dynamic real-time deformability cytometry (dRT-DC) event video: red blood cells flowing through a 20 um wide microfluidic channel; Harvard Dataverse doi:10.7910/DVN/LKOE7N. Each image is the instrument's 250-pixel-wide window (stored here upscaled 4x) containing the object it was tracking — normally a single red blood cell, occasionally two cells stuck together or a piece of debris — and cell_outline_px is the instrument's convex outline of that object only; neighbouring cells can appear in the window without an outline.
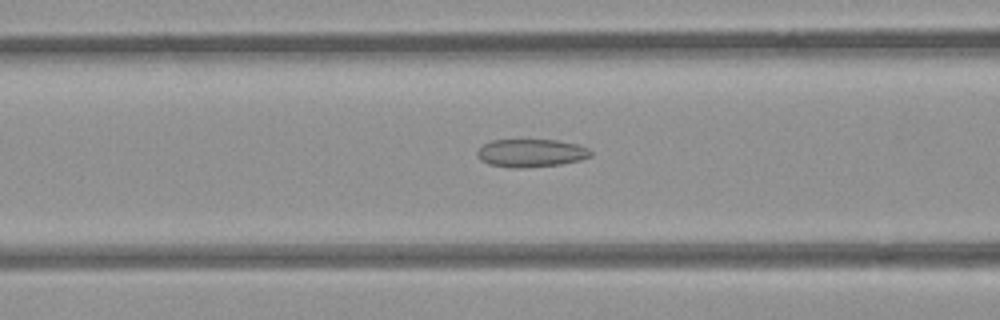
{"species": "common noctule bat (a hibernating species)", "species_latin": "Nyctalus noctula", "temperature_condition": "room temperature", "stored_images_in_passage": 51, "camera_frame_rate_fps": 3000, "um_per_image_px": 0.085, "animal": {"sex": "female", "body_mass_g": 21.9}, "frame": {"image": 1, "passage_image": 19, "time_ms": 6.0, "image_size_px": [1000, 320], "cell_outline_px": [[592, 156], [580, 160], [560, 164], [520, 168], [512, 168], [488, 164], [480, 160], [476, 156], [476, 152], [484, 144], [492, 140], [560, 140], [576, 144], [588, 148], [592, 152]], "centroid_in_image_um": [45.13, 13.01], "position_along_channel_um": 121.5, "area_um2": 18.55}}
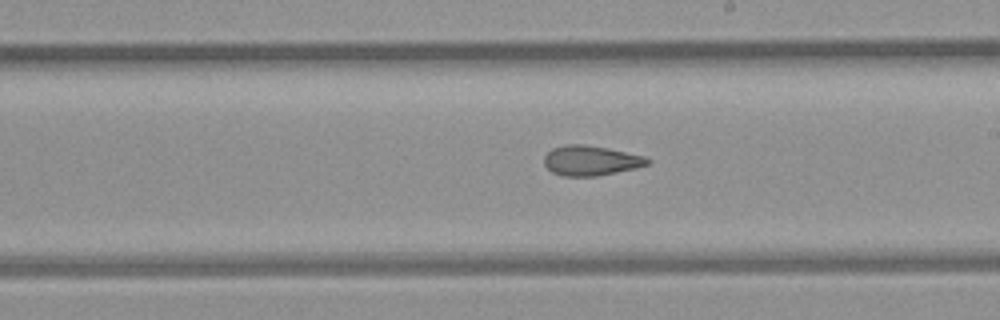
{"frame": {"image": 2, "passage_image": 28, "time_ms": 9.0, "image_size_px": [1000, 320], "cell_outline_px": [[652, 160], [648, 164], [636, 168], [596, 176], [560, 176], [552, 172], [544, 164], [544, 156], [552, 148], [564, 144], [584, 144], [608, 148], [644, 156]], "centroid_in_image_um": [50.2, 13.64], "position_along_channel_um": 238.8, "area_um2": 18.09}}
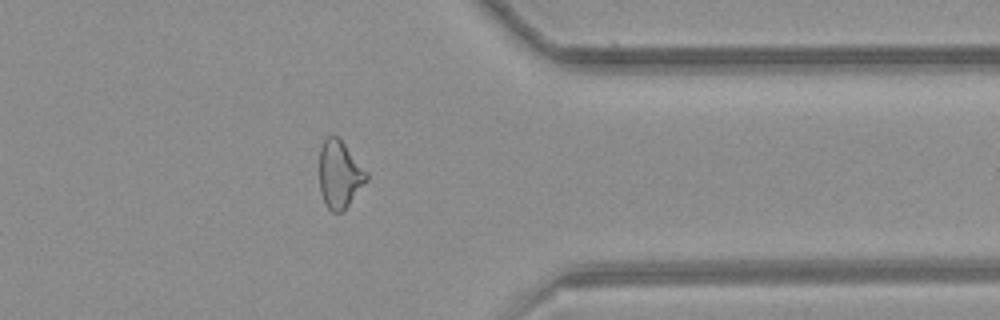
{"frame": {"image": 3, "passage_image": 40, "time_ms": 13.0, "image_size_px": [1000, 320], "cell_outline_px": [[368, 180], [344, 212], [332, 212], [324, 204], [320, 192], [320, 148], [324, 140], [328, 136], [336, 136], [344, 144], [368, 172]], "centroid_in_image_um": [28.87, 14.88], "position_along_channel_um": 382.5, "area_um2": 18.61}, "authors_computed_cell_mechanics": {"area_um2": 19.5364, "velocity_mm_per_s": 3.8973, "shape_relaxation_time_tau1_ms": null, "shape_relaxation_time_tau2_ms": 2.6281, "deformation_change_tau1": null, "deformation_change_tau2": 0.0951}}